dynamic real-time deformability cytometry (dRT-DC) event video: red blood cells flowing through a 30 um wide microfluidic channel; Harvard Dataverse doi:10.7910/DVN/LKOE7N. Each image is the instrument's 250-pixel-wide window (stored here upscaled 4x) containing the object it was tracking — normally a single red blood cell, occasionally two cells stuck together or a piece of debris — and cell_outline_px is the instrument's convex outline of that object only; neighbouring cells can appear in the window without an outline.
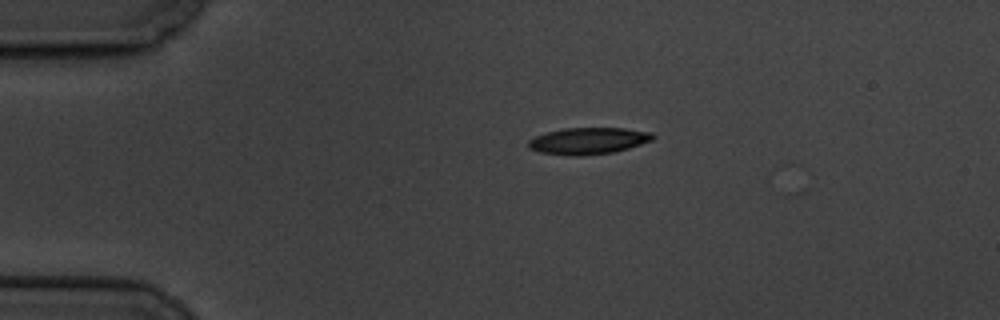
{"species": "common noctule bat (a hibernating species)", "species_latin": "Nyctalus noctula", "temperature_condition": "cold", "stored_images_in_passage": 14, "camera_frame_rate_fps": 3000, "um_per_image_px": 0.085, "animal": {"sex": "male", "body_mass_g": 19.5, "forearm_length_mm": 54.6}, "frame": {"image": 1, "passage_image": 1, "time_ms": 0.0, "image_size_px": [1000, 320], "cell_outline_px": [[656, 136], [652, 140], [616, 152], [580, 156], [568, 156], [540, 152], [528, 148], [528, 140], [536, 136], [548, 132], [564, 128], [624, 128], [652, 132]], "centroid_in_image_um": [50.01, 11.98], "position_along_channel_um": 35.0, "area_um2": 19.42}}
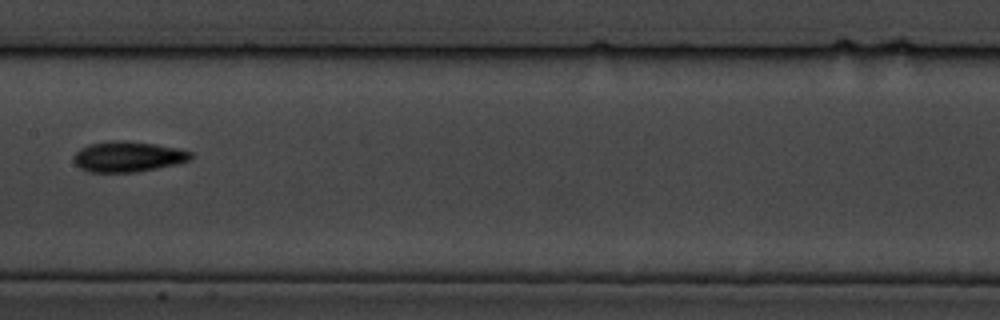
{"frame": {"image": 2, "passage_image": 6, "time_ms": 6.0, "image_size_px": [1000, 320], "cell_outline_px": [[192, 160], [176, 164], [136, 172], [88, 172], [80, 168], [72, 160], [72, 156], [80, 148], [88, 144], [108, 140], [124, 140], [156, 144], [176, 148], [192, 152]], "centroid_in_image_um": [10.84, 13.3], "position_along_channel_um": 196.6, "area_um2": 21.04}}
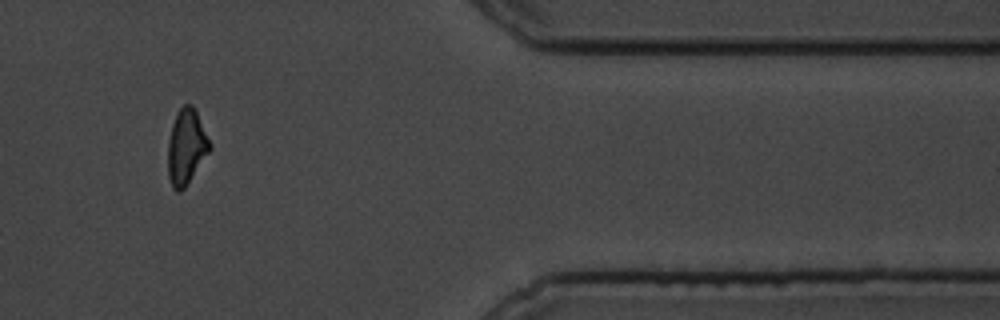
{"frame": {"image": 3, "passage_image": 11, "time_ms": 12.667, "image_size_px": [1000, 320], "cell_outline_px": [[212, 148], [184, 188], [180, 192], [176, 192], [172, 188], [168, 176], [168, 140], [172, 124], [176, 112], [184, 104], [192, 104], [212, 144]], "centroid_in_image_um": [15.83, 12.48], "position_along_channel_um": 395.6, "area_um2": 18.38}, "authors_computed_cell_mechanics": {"area_um2": 19.4208, "velocity_mm_per_s": 3.391, "shape_relaxation_time_tau1_ms": 3.0918, "shape_relaxation_time_tau2_ms": 3.8828, "deformation_change_tau1": 0.0916, "deformation_change_tau2": 0.0875}}